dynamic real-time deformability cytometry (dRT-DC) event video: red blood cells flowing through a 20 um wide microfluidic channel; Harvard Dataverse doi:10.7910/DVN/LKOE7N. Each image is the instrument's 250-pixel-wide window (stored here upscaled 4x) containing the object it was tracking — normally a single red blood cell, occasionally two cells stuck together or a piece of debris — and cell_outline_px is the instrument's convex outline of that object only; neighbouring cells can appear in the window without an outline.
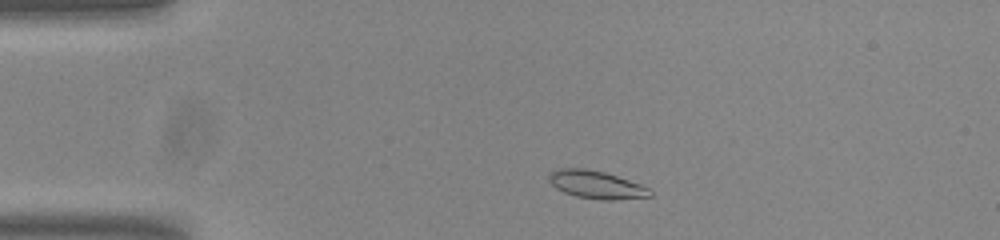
{"species": "common noctule bat (a hibernating species)", "species_latin": "Nyctalus noctula", "temperature_condition": "room temperature", "stored_images_in_passage": 47, "camera_frame_rate_fps": 3000, "um_per_image_px": 0.085, "animal": {"sex": "male", "body_mass_g": 20.0, "forearm_length_mm": 53.3}, "frame": {"image": 1, "passage_image": 4, "time_ms": 1.0, "image_size_px": [1000, 240], "cell_outline_px": [[652, 196], [612, 200], [600, 200], [576, 196], [564, 192], [556, 188], [548, 180], [548, 176], [552, 172], [560, 168], [584, 168], [604, 172], [640, 184], [648, 188], [652, 192]], "centroid_in_image_um": [50.67, 15.7], "position_along_channel_um": 34.3, "area_um2": 16.24}}
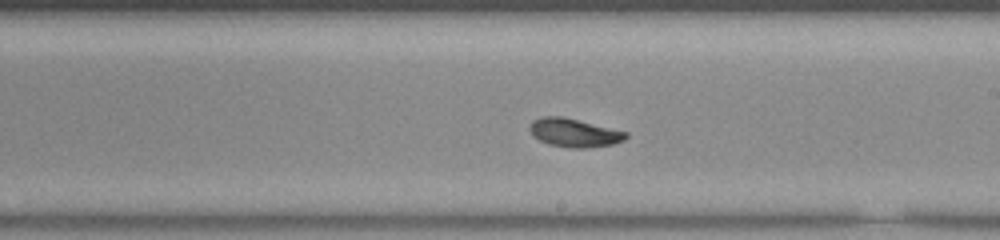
{"frame": {"image": 2, "passage_image": 24, "time_ms": 7.667, "image_size_px": [1000, 240], "cell_outline_px": [[628, 136], [624, 140], [612, 144], [588, 148], [568, 148], [548, 144], [532, 136], [528, 128], [532, 120], [540, 116], [560, 116], [628, 132]], "centroid_in_image_um": [48.76, 11.29], "position_along_channel_um": 240.2, "area_um2": 16.01}}
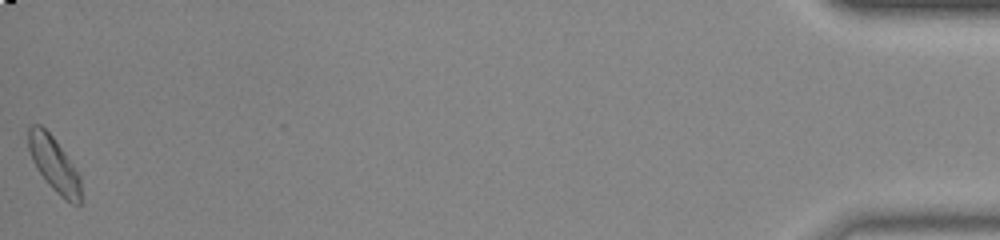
{"frame": {"image": 3, "passage_image": 47, "time_ms": 15.333, "image_size_px": [1000, 240], "cell_outline_px": [[84, 204], [72, 204], [64, 200], [48, 184], [32, 160], [28, 148], [28, 128], [32, 124], [40, 124], [52, 136], [64, 152], [80, 176]], "centroid_in_image_um": [4.63, 14.02], "position_along_channel_um": 430.6, "area_um2": 16.88}, "authors_computed_cell_mechanics": {"area_um2": 15.9528, "velocity_mm_per_s": 3.7564, "shape_relaxation_time_tau1_ms": 1.8806, "shape_relaxation_time_tau2_ms": 2.1696, "deformation_change_tau1": 0.0998, "deformation_change_tau2": 0.0628}}